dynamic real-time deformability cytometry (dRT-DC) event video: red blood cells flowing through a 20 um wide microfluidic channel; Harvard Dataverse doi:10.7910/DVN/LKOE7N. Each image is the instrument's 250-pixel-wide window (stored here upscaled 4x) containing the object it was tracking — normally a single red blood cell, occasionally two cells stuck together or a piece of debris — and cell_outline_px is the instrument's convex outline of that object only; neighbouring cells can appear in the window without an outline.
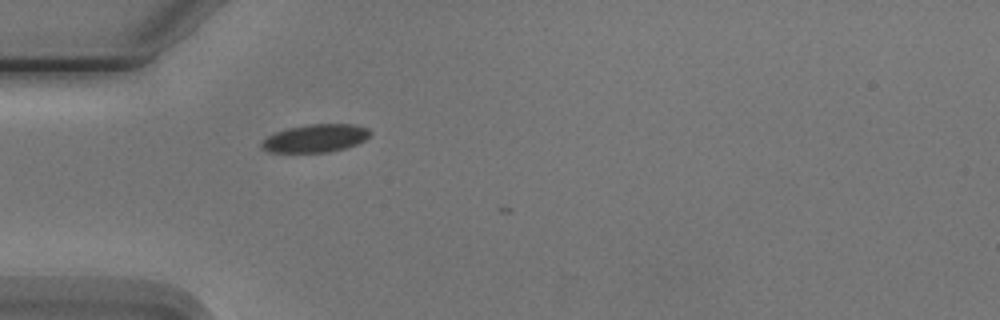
{"species": "Egyptian fruit bat (a non-hibernating species)", "species_latin": "Rousettus aegyptiacus", "temperature_condition": "cold", "stored_images_in_passage": 1, "camera_frame_rate_fps": 3000, "um_per_image_px": 0.085, "animal": {"sex": "male"}, "frame": {"image": 1, "passage_image": 1, "time_ms": 0.0, "image_size_px": [1000, 320], "cell_outline_px": [[368, 136], [364, 140], [356, 144], [344, 148], [328, 152], [268, 152], [260, 144], [268, 136], [276, 132], [288, 128], [308, 124], [352, 124], [368, 128]], "centroid_in_image_um": [26.8, 11.75], "position_along_channel_um": 58.2, "area_um2": 17.34}}